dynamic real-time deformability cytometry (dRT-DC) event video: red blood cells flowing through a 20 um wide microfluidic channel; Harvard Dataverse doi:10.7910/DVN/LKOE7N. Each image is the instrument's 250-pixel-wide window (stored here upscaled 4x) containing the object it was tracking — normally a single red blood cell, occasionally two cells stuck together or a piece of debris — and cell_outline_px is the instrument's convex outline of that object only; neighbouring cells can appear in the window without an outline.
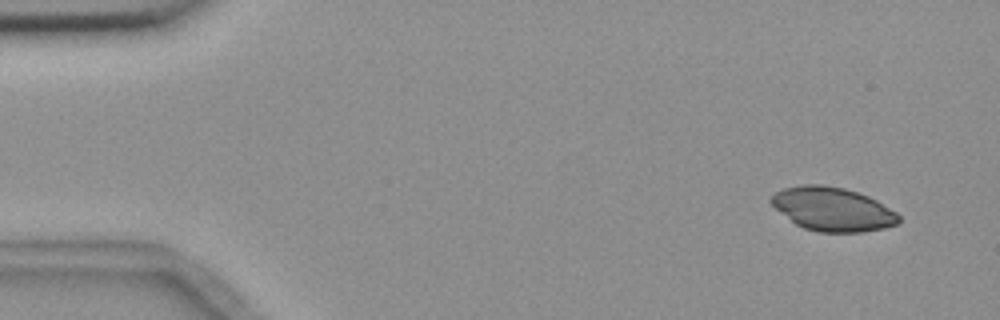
{"species": "common noctule bat (a hibernating species)", "species_latin": "Nyctalus noctula", "temperature_condition": "room temperature", "stored_images_in_passage": 4, "camera_frame_rate_fps": 3000, "um_per_image_px": 0.085, "animal": {"sex": "female", "body_mass_g": 18.4}, "frame": {"image": 1, "passage_image": 1, "time_ms": 0.0, "image_size_px": [1000, 320], "cell_outline_px": [[900, 220], [896, 224], [884, 228], [860, 232], [816, 232], [804, 228], [796, 224], [776, 208], [768, 200], [776, 192], [784, 188], [804, 184], [824, 184], [844, 188], [868, 196], [876, 200], [896, 212], [900, 216]], "centroid_in_image_um": [70.77, 17.77], "position_along_channel_um": 14.2, "area_um2": 32.31}}